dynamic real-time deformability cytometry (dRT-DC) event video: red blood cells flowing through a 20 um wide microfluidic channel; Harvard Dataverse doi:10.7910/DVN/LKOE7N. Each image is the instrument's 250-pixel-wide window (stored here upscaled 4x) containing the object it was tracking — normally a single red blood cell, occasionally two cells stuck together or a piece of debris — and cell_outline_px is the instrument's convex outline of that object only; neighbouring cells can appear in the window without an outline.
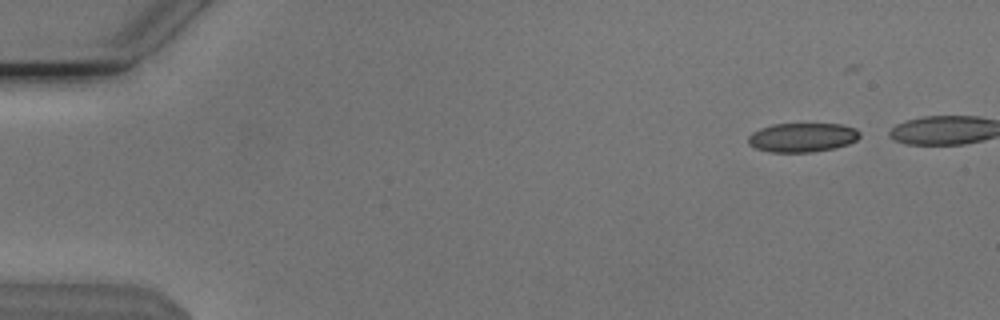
{"species": "Egyptian fruit bat (a non-hibernating species)", "species_latin": "Rousettus aegyptiacus", "temperature_condition": "cold", "stored_images_in_passage": 19, "camera_frame_rate_fps": 3000, "um_per_image_px": 0.085, "animal": {"sex": "male"}, "frame": {"image": 1, "passage_image": 3, "time_ms": 0.667, "image_size_px": [1000, 320], "cell_outline_px": [[860, 136], [856, 140], [848, 144], [836, 148], [812, 152], [768, 152], [756, 148], [748, 144], [748, 136], [752, 132], [760, 128], [772, 124], [840, 124], [856, 128], [860, 132]], "centroid_in_image_um": [68.19, 11.68], "position_along_channel_um": 16.8, "area_um2": 19.07}}
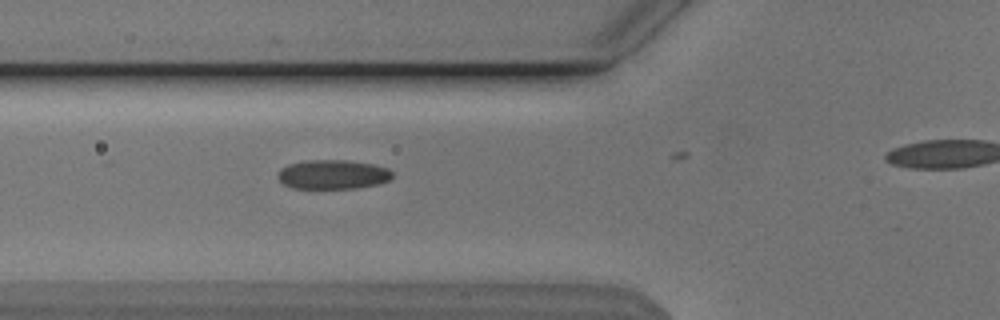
{"frame": {"image": 2, "passage_image": 18, "time_ms": 5.667, "image_size_px": [1000, 320], "cell_outline_px": [[392, 176], [388, 180], [376, 184], [356, 188], [292, 188], [284, 184], [276, 176], [280, 168], [288, 164], [304, 160], [344, 160], [372, 164], [388, 168], [392, 172]], "centroid_in_image_um": [28.24, 14.82], "position_along_channel_um": 97.6, "area_um2": 19.48}}